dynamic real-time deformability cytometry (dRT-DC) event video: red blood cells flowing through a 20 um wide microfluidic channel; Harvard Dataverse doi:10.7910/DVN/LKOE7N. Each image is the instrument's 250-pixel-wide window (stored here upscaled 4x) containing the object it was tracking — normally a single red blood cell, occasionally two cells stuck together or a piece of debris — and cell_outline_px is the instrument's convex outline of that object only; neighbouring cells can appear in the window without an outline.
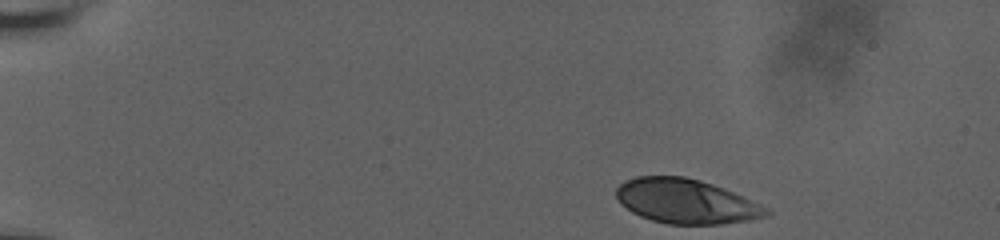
{"species": "human", "species_latin": "Homo sapiens", "temperature_condition": "room temperature", "stored_images_in_passage": 43, "camera_frame_rate_fps": 3000, "um_per_image_px": 0.085, "donor": {"sex": "male"}, "frame": {"image": 1, "passage_image": 1, "time_ms": 0.0, "image_size_px": [1000, 240], "cell_outline_px": [[772, 212], [768, 216], [752, 220], [720, 224], [668, 224], [652, 220], [640, 216], [632, 212], [620, 204], [616, 196], [616, 188], [624, 180], [636, 176], [684, 176], [700, 180], [724, 188], [760, 204], [768, 208]], "centroid_in_image_um": [58.3, 17.11], "position_along_channel_um": 26.7, "area_um2": 39.07}}
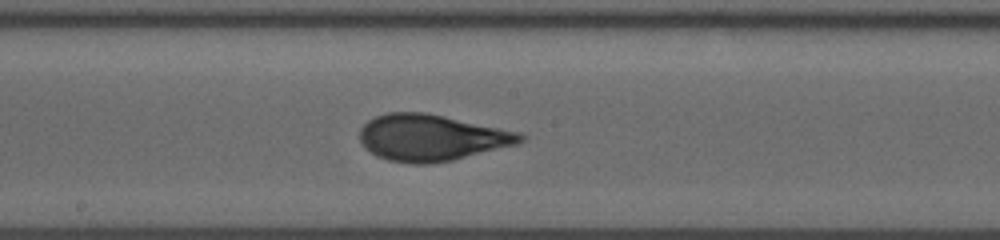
{"frame": {"image": 2, "passage_image": 25, "time_ms": 8.0, "image_size_px": [1000, 240], "cell_outline_px": [[528, 136], [524, 140], [516, 144], [452, 160], [432, 164], [412, 164], [388, 160], [376, 156], [364, 148], [360, 140], [360, 128], [368, 120], [376, 116], [388, 112], [424, 112], [444, 116], [520, 132]], "centroid_in_image_um": [36.64, 11.7], "position_along_channel_um": 211.6, "area_um2": 43.41}}
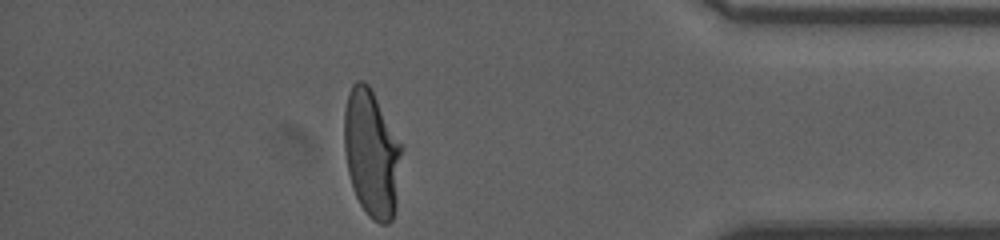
{"frame": {"image": 3, "passage_image": 43, "time_ms": 14.0, "image_size_px": [1000, 240], "cell_outline_px": [[404, 148], [396, 208], [392, 220], [388, 224], [380, 224], [372, 220], [368, 216], [360, 204], [352, 188], [348, 172], [344, 148], [344, 112], [348, 92], [352, 84], [356, 80], [364, 80], [368, 84], [404, 144]], "centroid_in_image_um": [31.63, 13.04], "position_along_channel_um": 403.6, "area_um2": 43.75}, "authors_computed_cell_mechanics": {"area_um2": 42.0206, "velocity_mm_per_s": 3.6957, "shape_relaxation_time_tau1_ms": 6.5786, "shape_relaxation_time_tau2_ms": null, "deformation_change_tau1": 0.2643, "deformation_change_tau2": null}}